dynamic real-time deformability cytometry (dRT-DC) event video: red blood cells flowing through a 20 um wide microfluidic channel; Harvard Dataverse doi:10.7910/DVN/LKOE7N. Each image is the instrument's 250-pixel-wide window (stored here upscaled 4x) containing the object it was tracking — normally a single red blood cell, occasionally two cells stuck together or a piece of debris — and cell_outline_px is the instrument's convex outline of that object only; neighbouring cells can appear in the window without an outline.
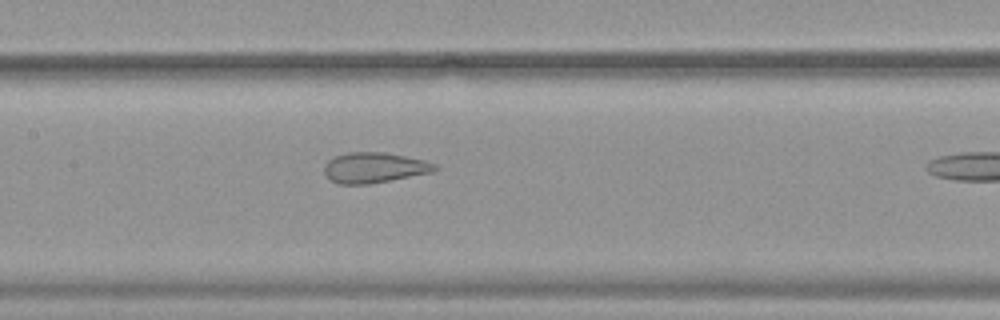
{"species": "common noctule bat (a hibernating species)", "species_latin": "Nyctalus noctula", "temperature_condition": "warm", "stored_images_in_passage": 34, "camera_frame_rate_fps": 3000, "um_per_image_px": 0.085, "animal": {"sex": "female", "body_mass_g": 19.9}, "frame": {"image": 1, "passage_image": 16, "time_ms": 5.0, "image_size_px": [1000, 320], "cell_outline_px": [[440, 168], [432, 172], [368, 184], [340, 184], [328, 180], [324, 172], [324, 164], [328, 160], [336, 156], [348, 152], [384, 152], [424, 160], [436, 164]], "centroid_in_image_um": [31.78, 14.25], "position_along_channel_um": 175.6, "area_um2": 19.59}}
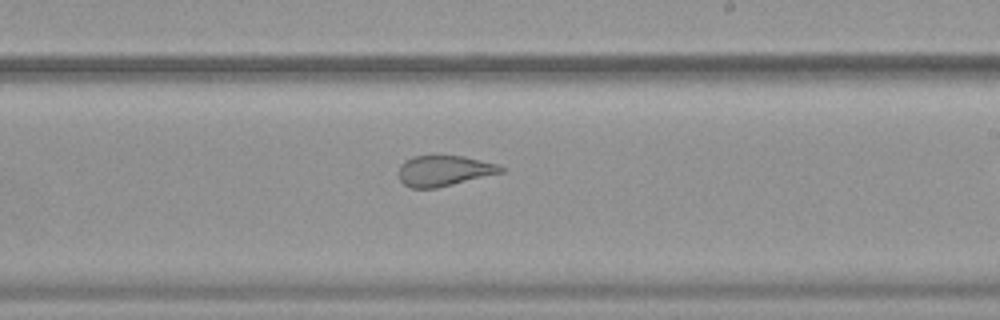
{"frame": {"image": 2, "passage_image": 22, "time_ms": 7.0, "image_size_px": [1000, 320], "cell_outline_px": [[504, 172], [436, 188], [412, 188], [404, 184], [400, 180], [400, 164], [404, 160], [412, 156], [464, 156], [500, 164], [504, 168]], "centroid_in_image_um": [37.77, 14.5], "position_along_channel_um": 251.2, "area_um2": 18.21}}
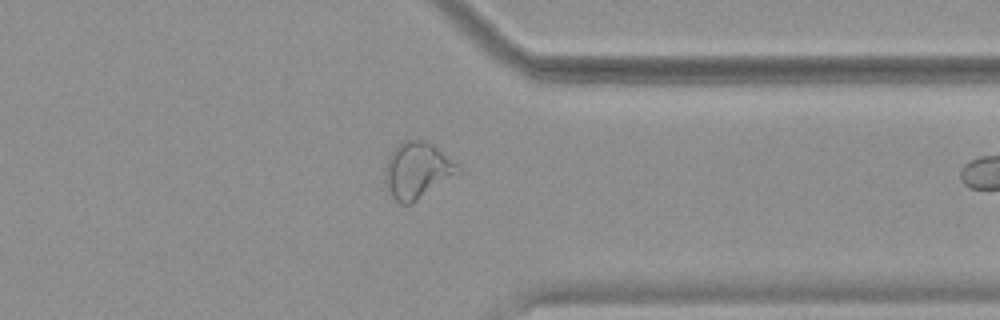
{"frame": {"image": 3, "passage_image": 32, "time_ms": 10.333, "image_size_px": [1000, 320], "cell_outline_px": [[464, 172], [412, 204], [400, 204], [388, 192], [384, 172], [388, 160], [392, 152], [404, 140], [424, 140], [432, 144], [456, 164]], "centroid_in_image_um": [35.5, 14.53], "position_along_channel_um": 375.9, "area_um2": 23.93}}